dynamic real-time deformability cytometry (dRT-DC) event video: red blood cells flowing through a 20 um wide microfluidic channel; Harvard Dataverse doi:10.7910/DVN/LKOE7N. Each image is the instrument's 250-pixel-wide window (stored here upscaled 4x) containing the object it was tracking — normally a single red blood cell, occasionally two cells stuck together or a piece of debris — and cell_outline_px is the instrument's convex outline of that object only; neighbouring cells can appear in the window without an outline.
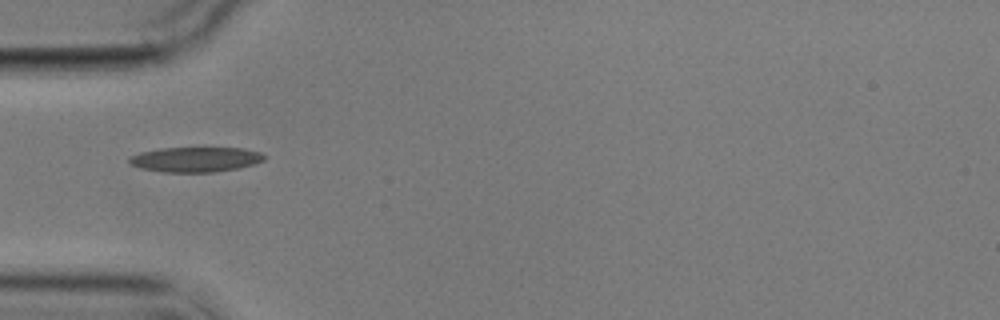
{"species": "common noctule bat (a hibernating species)", "species_latin": "Nyctalus noctula", "temperature_condition": "cold", "stored_images_in_passage": 2, "camera_frame_rate_fps": 3000, "um_per_image_px": 0.085, "animal": {"sex": "male", "body_mass_g": 17.9}, "frame": {"image": 1, "passage_image": 1, "time_ms": 0.0, "image_size_px": [1000, 320], "cell_outline_px": [[264, 160], [240, 168], [212, 172], [164, 172], [140, 168], [128, 164], [128, 160], [132, 156], [140, 152], [160, 148], [204, 144], [244, 148], [260, 152], [264, 156]], "centroid_in_image_um": [16.63, 13.49], "position_along_channel_um": 68.4, "area_um2": 20.81}}
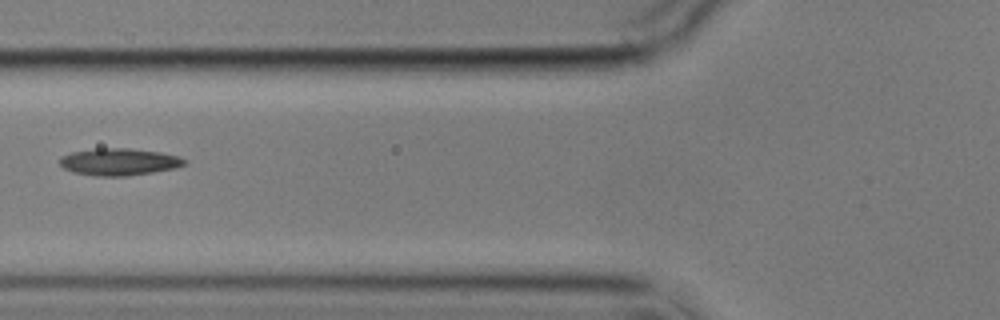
{"frame": {"image": 2, "passage_image": 2, "time_ms": 1.333, "image_size_px": [1000, 320], "cell_outline_px": [[188, 160], [184, 164], [176, 168], [128, 176], [96, 176], [72, 172], [64, 168], [60, 164], [60, 156], [72, 152], [96, 148], [128, 148], [160, 152], [180, 156]], "centroid_in_image_um": [10.13, 13.75], "position_along_channel_um": 115.7, "area_um2": 19.77}}